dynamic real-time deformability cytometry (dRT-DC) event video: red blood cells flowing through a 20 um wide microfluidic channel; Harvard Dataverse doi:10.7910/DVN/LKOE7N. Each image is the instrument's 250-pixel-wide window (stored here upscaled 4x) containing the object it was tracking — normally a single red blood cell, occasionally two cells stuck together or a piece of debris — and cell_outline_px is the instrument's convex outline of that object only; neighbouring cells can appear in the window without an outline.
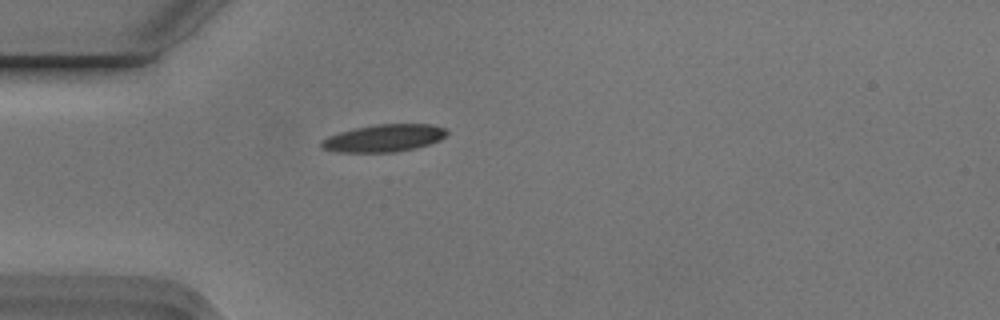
{"species": "Egyptian fruit bat (a non-hibernating species)", "species_latin": "Rousettus aegyptiacus", "temperature_condition": "cold", "stored_images_in_passage": 1, "camera_frame_rate_fps": 3000, "um_per_image_px": 0.085, "animal": {"sex": "male"}, "frame": {"image": 1, "passage_image": 1, "time_ms": 0.0, "image_size_px": [1000, 320], "cell_outline_px": [[448, 132], [440, 140], [416, 148], [396, 152], [340, 152], [324, 148], [320, 144], [328, 136], [340, 132], [356, 128], [380, 124], [432, 124], [444, 128]], "centroid_in_image_um": [32.67, 11.74], "position_along_channel_um": 52.3, "area_um2": 19.71}}